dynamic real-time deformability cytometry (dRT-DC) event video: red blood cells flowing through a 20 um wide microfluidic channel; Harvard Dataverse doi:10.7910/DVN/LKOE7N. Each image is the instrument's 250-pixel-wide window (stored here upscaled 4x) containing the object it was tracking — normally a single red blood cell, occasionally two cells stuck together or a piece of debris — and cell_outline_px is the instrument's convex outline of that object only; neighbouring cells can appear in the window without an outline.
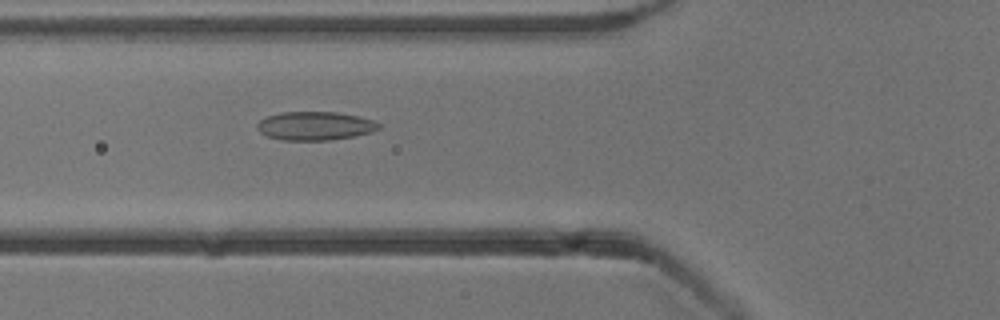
{"species": "common noctule bat (a hibernating species)", "species_latin": "Nyctalus noctula", "temperature_condition": "cold", "stored_images_in_passage": 8, "camera_frame_rate_fps": 3000, "um_per_image_px": 0.085, "animal": {"sex": "male", "body_mass_g": 13.3}, "frame": {"image": 1, "passage_image": 5, "time_ms": 1.333, "image_size_px": [1000, 320], "cell_outline_px": [[380, 128], [372, 132], [356, 136], [332, 140], [280, 140], [268, 136], [260, 132], [256, 128], [256, 124], [260, 120], [268, 116], [280, 112], [336, 112], [356, 116], [372, 120], [380, 124]], "centroid_in_image_um": [26.76, 10.71], "position_along_channel_um": 99.0, "area_um2": 20.29}}
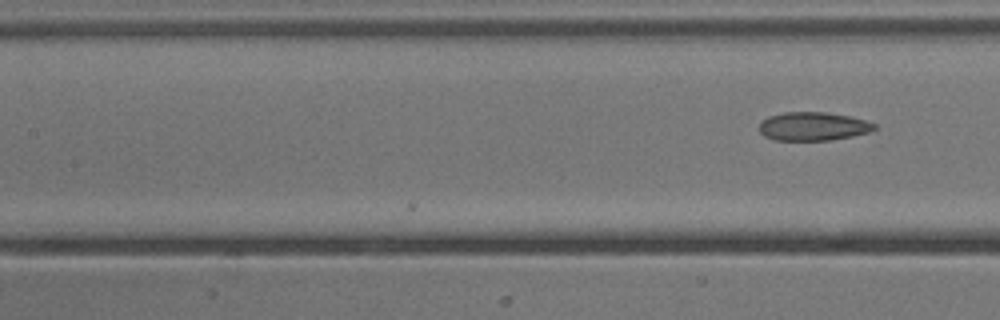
{"frame": {"image": 2, "passage_image": 8, "time_ms": 2.333, "image_size_px": [1000, 320], "cell_outline_px": [[876, 128], [872, 132], [832, 140], [772, 140], [764, 136], [760, 132], [760, 120], [768, 116], [784, 112], [828, 112], [868, 120], [876, 124]], "centroid_in_image_um": [69.13, 10.74], "position_along_channel_um": 138.3, "area_um2": 19.42}}